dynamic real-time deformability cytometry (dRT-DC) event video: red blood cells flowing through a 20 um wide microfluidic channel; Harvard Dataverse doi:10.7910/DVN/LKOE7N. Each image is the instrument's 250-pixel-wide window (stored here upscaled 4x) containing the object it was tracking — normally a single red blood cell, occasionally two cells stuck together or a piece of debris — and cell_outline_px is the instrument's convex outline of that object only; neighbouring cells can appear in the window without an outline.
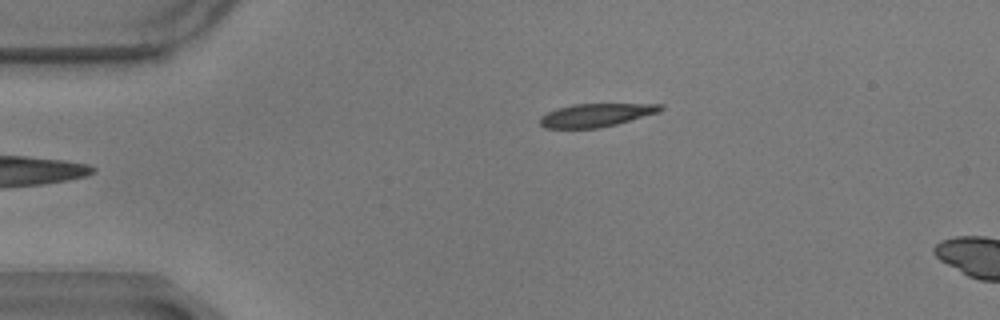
{"species": "common noctule bat (a hibernating species)", "species_latin": "Nyctalus noctula", "temperature_condition": "warm", "stored_images_in_passage": 5, "camera_frame_rate_fps": 3000, "um_per_image_px": 0.085, "animal": {"sex": "male", "body_mass_g": 17.9}, "frame": {"image": 1, "passage_image": 1, "time_ms": 0.0, "image_size_px": [1000, 320], "cell_outline_px": [[664, 108], [660, 112], [616, 124], [600, 128], [544, 128], [540, 124], [540, 116], [556, 108], [572, 104], [664, 104]], "centroid_in_image_um": [50.66, 9.78], "position_along_channel_um": 34.3, "area_um2": 16.36}}